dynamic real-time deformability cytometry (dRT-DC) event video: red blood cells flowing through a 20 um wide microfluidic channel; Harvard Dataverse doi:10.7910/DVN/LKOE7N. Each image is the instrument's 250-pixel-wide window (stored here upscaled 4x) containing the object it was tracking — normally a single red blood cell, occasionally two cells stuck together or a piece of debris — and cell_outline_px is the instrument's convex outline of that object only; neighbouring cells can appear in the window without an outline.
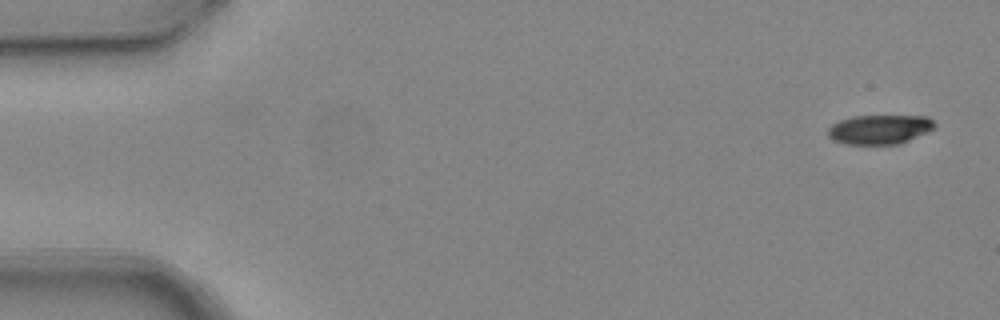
{"species": "common noctule bat (a hibernating species)", "species_latin": "Nyctalus noctula", "temperature_condition": "warm", "stored_images_in_passage": 5, "camera_frame_rate_fps": 3000, "um_per_image_px": 0.085, "animal": {"sex": "female", "body_mass_g": 24.6, "forearm_length_mm": 56.2}, "frame": {"image": 1, "passage_image": 1, "time_ms": 0.0, "image_size_px": [1000, 320], "cell_outline_px": [[936, 128], [928, 132], [900, 144], [844, 144], [832, 140], [828, 136], [828, 128], [832, 124], [840, 120], [852, 116], [928, 116], [936, 124]], "centroid_in_image_um": [74.78, 11.0], "position_along_channel_um": 10.2, "area_um2": 18.44}}
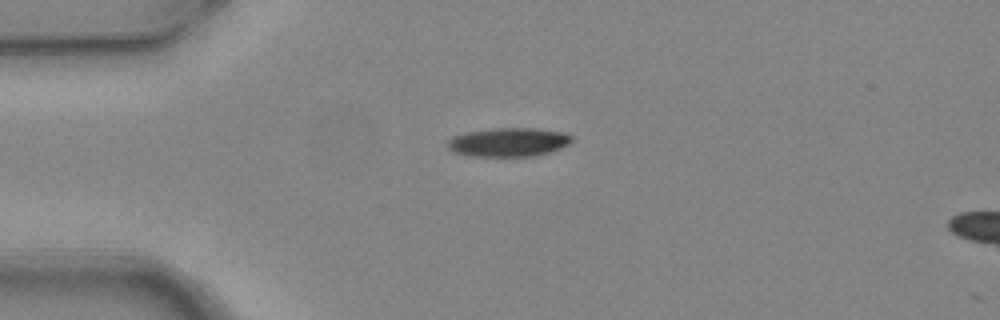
{"frame": {"image": 2, "passage_image": 4, "time_ms": 1.0, "image_size_px": [1000, 320], "cell_outline_px": [[572, 140], [568, 144], [560, 148], [536, 156], [472, 156], [452, 152], [448, 148], [448, 140], [452, 136], [464, 132], [488, 128], [536, 128], [564, 132], [572, 136]], "centroid_in_image_um": [43.19, 12.07], "position_along_channel_um": 41.8, "area_um2": 21.04}}